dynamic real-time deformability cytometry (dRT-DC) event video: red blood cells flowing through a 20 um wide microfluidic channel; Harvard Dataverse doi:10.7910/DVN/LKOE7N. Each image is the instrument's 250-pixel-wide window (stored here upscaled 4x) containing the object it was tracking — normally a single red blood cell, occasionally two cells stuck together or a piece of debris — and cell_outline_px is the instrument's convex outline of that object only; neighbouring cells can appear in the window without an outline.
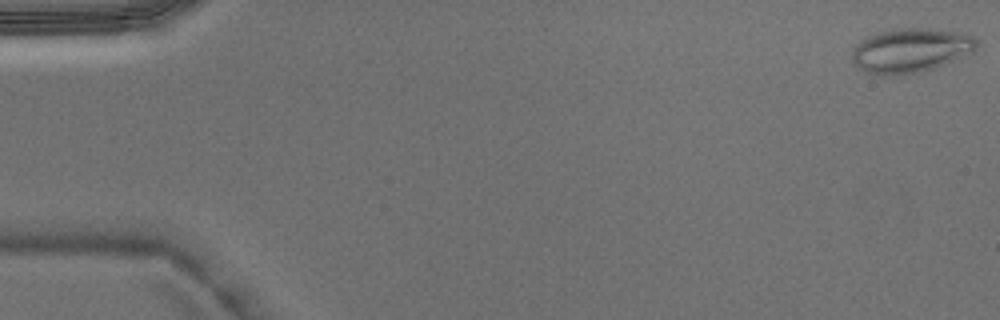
{"species": "Egyptian fruit bat (a non-hibernating species)", "species_latin": "Rousettus aegyptiacus", "temperature_condition": "warm", "stored_images_in_passage": 5, "camera_frame_rate_fps": 3000, "um_per_image_px": 0.085, "animal": {"sex": "male"}, "frame": {"image": 1, "passage_image": 1, "time_ms": 0.0, "image_size_px": [1000, 320], "cell_outline_px": [[976, 48], [972, 52], [932, 68], [912, 72], [888, 76], [876, 76], [860, 68], [852, 60], [852, 52], [856, 44], [860, 40], [876, 32], [900, 28], [928, 28], [956, 32], [972, 36], [976, 40]], "centroid_in_image_um": [77.34, 4.27], "position_along_channel_um": 7.7, "area_um2": 31.62}}